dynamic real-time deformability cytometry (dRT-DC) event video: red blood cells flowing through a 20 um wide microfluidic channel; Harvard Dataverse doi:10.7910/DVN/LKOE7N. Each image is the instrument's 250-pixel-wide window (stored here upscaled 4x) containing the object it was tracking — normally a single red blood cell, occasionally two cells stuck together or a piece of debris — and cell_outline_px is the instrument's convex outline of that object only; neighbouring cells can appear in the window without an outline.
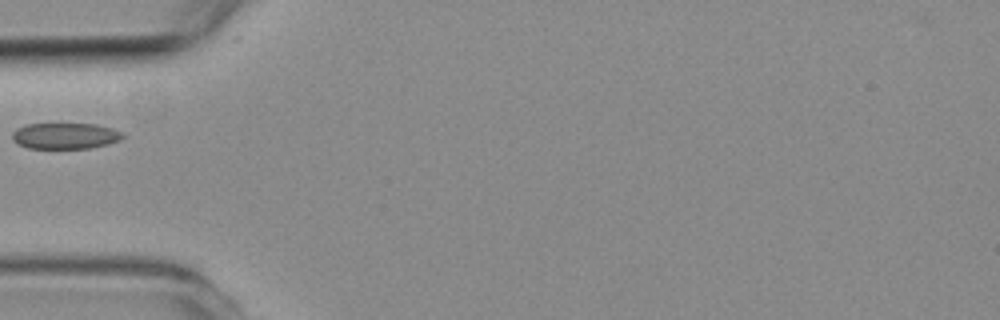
{"species": "common noctule bat (a hibernating species)", "species_latin": "Nyctalus noctula", "temperature_condition": "room temperature", "stored_images_in_passage": 1, "camera_frame_rate_fps": 3000, "um_per_image_px": 0.085, "animal": {"sex": "female", "body_mass_g": 19.3, "forearm_length_mm": 54.1}, "frame": {"image": 1, "passage_image": 1, "time_ms": 0.0, "image_size_px": [1000, 320], "cell_outline_px": [[124, 136], [120, 140], [108, 144], [88, 148], [28, 148], [12, 140], [12, 132], [16, 128], [24, 124], [96, 124], [112, 128], [120, 132]], "centroid_in_image_um": [5.51, 11.54], "position_along_channel_um": 79.5, "area_um2": 16.7}}